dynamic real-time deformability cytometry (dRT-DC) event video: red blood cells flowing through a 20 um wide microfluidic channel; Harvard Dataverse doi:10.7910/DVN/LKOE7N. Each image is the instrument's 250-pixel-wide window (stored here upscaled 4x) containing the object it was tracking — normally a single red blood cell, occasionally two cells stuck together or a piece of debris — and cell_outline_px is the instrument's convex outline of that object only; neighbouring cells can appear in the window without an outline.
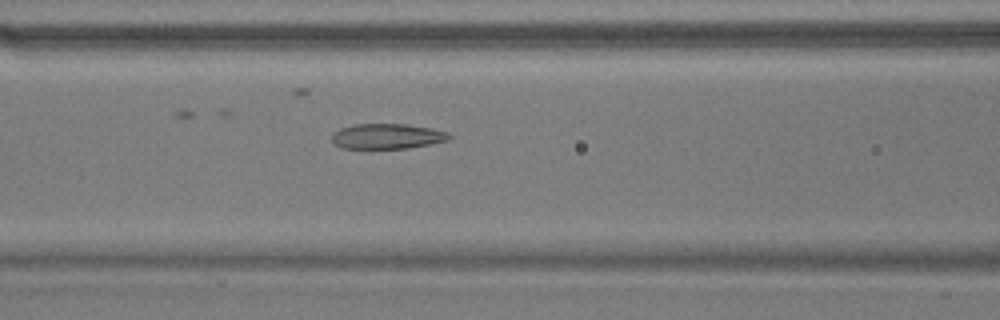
{"species": "common noctule bat (a hibernating species)", "species_latin": "Nyctalus noctula", "temperature_condition": "warm", "stored_images_in_passage": 31, "camera_frame_rate_fps": 3000, "um_per_image_px": 0.085, "animal": {"sex": "male", "body_mass_g": 17.9}, "frame": {"image": 1, "passage_image": 10, "time_ms": 3.0, "image_size_px": [1000, 320], "cell_outline_px": [[452, 140], [432, 144], [408, 148], [344, 148], [336, 144], [332, 140], [332, 132], [340, 128], [352, 124], [404, 124], [432, 128], [448, 132], [452, 136]], "centroid_in_image_um": [32.96, 11.58], "position_along_channel_um": 133.6, "area_um2": 17.4}}
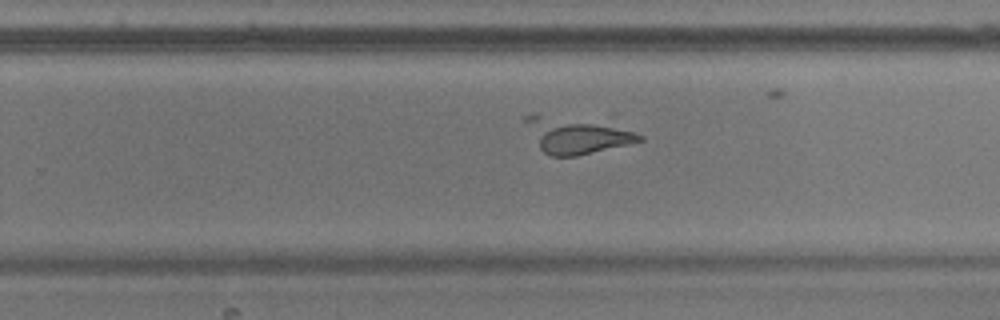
{"frame": {"image": 2, "passage_image": 22, "time_ms": 7.0, "image_size_px": [1000, 320], "cell_outline_px": [[644, 140], [628, 144], [576, 156], [548, 156], [540, 148], [524, 120], [524, 116], [532, 112], [536, 112], [608, 124], [636, 132], [644, 136]], "centroid_in_image_um": [48.96, 11.48], "position_along_channel_um": 280.8, "area_um2": 23.76}}
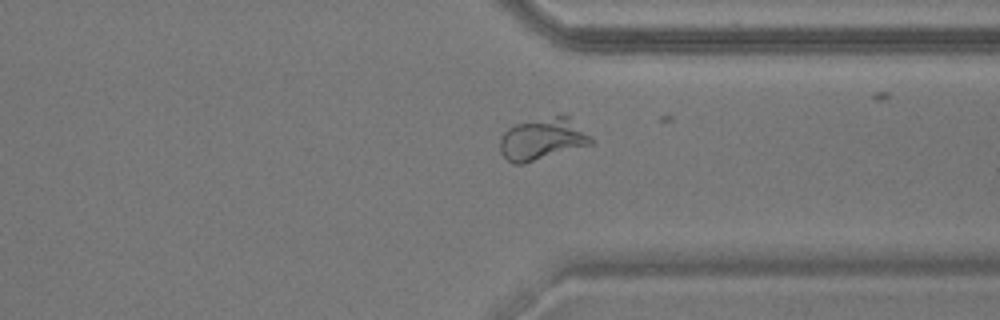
{"frame": {"image": 3, "passage_image": 29, "time_ms": 9.333, "image_size_px": [1000, 320], "cell_outline_px": [[592, 144], [524, 164], [512, 164], [500, 152], [500, 136], [508, 128], [516, 124], [556, 116], [568, 116], [592, 136]], "centroid_in_image_um": [46.1, 11.84], "position_along_channel_um": 365.3, "area_um2": 22.08}}